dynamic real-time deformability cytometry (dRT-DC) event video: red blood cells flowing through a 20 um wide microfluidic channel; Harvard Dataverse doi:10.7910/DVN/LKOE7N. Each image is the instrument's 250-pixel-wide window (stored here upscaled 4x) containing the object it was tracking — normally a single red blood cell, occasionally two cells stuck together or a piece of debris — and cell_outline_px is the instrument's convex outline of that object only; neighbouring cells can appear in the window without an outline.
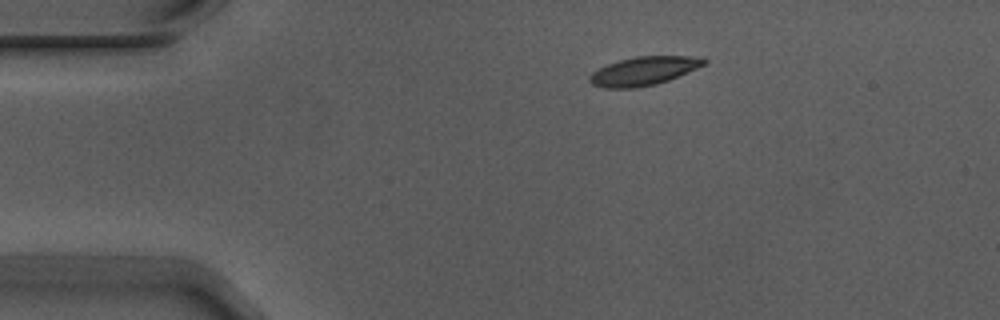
{"species": "Egyptian fruit bat (a non-hibernating species)", "species_latin": "Rousettus aegyptiacus", "temperature_condition": "warm", "stored_images_in_passage": 5, "camera_frame_rate_fps": 3000, "um_per_image_px": 0.085, "animal": {"sex": "male"}, "frame": {"image": 1, "passage_image": 5, "time_ms": 1.333, "image_size_px": [1000, 320], "cell_outline_px": [[708, 64], [668, 80], [656, 84], [636, 88], [604, 88], [592, 84], [588, 80], [588, 76], [592, 72], [608, 64], [620, 60], [636, 56], [704, 56], [708, 60]], "centroid_in_image_um": [54.76, 6.03], "position_along_channel_um": 30.2, "area_um2": 19.25}}